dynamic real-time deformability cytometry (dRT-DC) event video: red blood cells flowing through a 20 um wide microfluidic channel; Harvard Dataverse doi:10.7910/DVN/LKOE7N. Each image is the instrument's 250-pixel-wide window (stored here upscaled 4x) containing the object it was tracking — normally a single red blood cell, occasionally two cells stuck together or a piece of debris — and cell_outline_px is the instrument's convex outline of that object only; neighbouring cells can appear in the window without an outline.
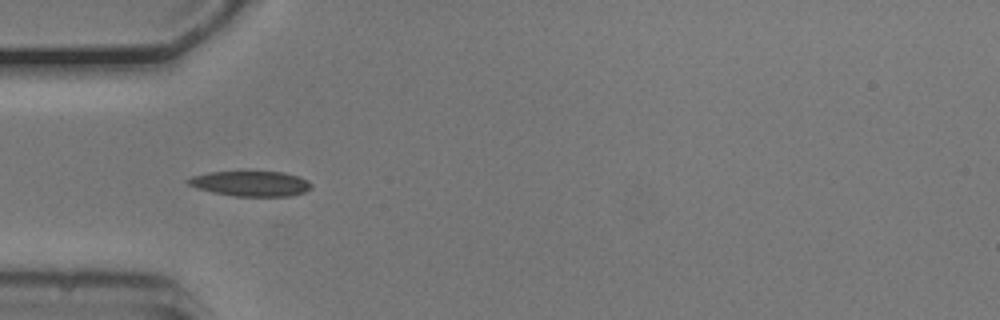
{"species": "common noctule bat (a hibernating species)", "species_latin": "Nyctalus noctula", "temperature_condition": "cold", "stored_images_in_passage": 5, "camera_frame_rate_fps": 3000, "um_per_image_px": 0.085, "animal": {"sex": "male", "body_mass_g": 20.5, "forearm_length_mm": 52.5}, "frame": {"image": 1, "passage_image": 1, "time_ms": 0.0, "image_size_px": [1000, 320], "cell_outline_px": [[312, 188], [304, 192], [292, 196], [236, 196], [212, 192], [196, 188], [188, 184], [184, 180], [192, 176], [208, 172], [284, 172], [308, 180], [312, 184]], "centroid_in_image_um": [21.3, 15.61], "position_along_channel_um": 63.7, "area_um2": 18.09}}